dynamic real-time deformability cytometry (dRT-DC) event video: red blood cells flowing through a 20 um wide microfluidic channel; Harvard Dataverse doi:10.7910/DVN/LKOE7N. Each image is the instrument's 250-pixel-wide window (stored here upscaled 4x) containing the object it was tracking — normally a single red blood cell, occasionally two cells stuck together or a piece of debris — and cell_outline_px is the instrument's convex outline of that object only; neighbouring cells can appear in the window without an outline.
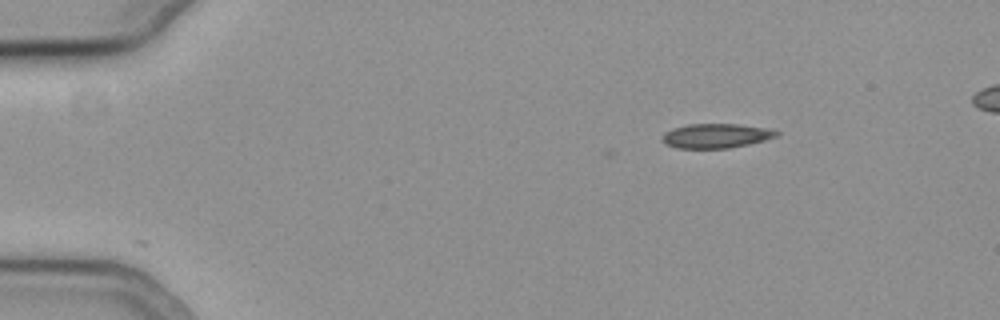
{"species": "common noctule bat (a hibernating species)", "species_latin": "Nyctalus noctula", "temperature_condition": "cold", "stored_images_in_passage": 32, "camera_frame_rate_fps": 3000, "um_per_image_px": 0.085, "animal": {"sex": "female", "body_mass_g": 19.3, "forearm_length_mm": 54.1}, "frame": {"image": 1, "passage_image": 1, "time_ms": 0.0, "image_size_px": [1000, 320], "cell_outline_px": [[780, 132], [776, 136], [764, 140], [748, 144], [728, 148], [676, 148], [664, 144], [660, 140], [664, 132], [672, 128], [688, 124], [736, 124], [764, 128]], "centroid_in_image_um": [60.77, 11.55], "position_along_channel_um": 24.2, "area_um2": 16.18}}
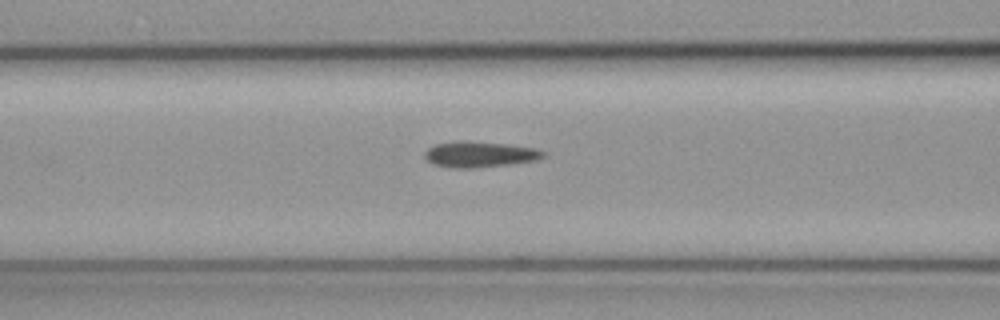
{"frame": {"image": 2, "passage_image": 16, "time_ms": 5.0, "image_size_px": [1000, 320], "cell_outline_px": [[544, 156], [536, 160], [508, 164], [472, 168], [452, 168], [432, 164], [424, 156], [424, 152], [428, 148], [436, 144], [456, 140], [464, 140], [508, 144], [536, 148], [544, 152]], "centroid_in_image_um": [40.73, 13.11], "position_along_channel_um": 125.9, "area_um2": 17.86}}
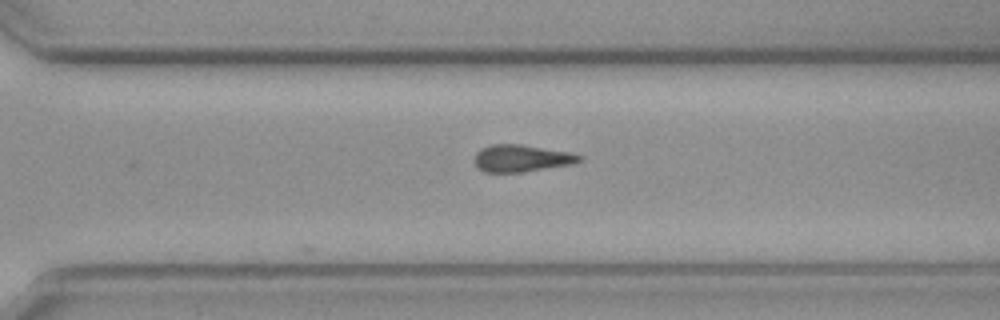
{"frame": {"image": 3, "passage_image": 32, "time_ms": 10.333, "image_size_px": [1000, 320], "cell_outline_px": [[584, 160], [572, 164], [520, 172], [484, 172], [476, 168], [472, 160], [476, 152], [480, 148], [492, 144], [520, 144], [572, 152], [584, 156]], "centroid_in_image_um": [44.31, 13.45], "position_along_channel_um": 326.3, "area_um2": 16.88}}